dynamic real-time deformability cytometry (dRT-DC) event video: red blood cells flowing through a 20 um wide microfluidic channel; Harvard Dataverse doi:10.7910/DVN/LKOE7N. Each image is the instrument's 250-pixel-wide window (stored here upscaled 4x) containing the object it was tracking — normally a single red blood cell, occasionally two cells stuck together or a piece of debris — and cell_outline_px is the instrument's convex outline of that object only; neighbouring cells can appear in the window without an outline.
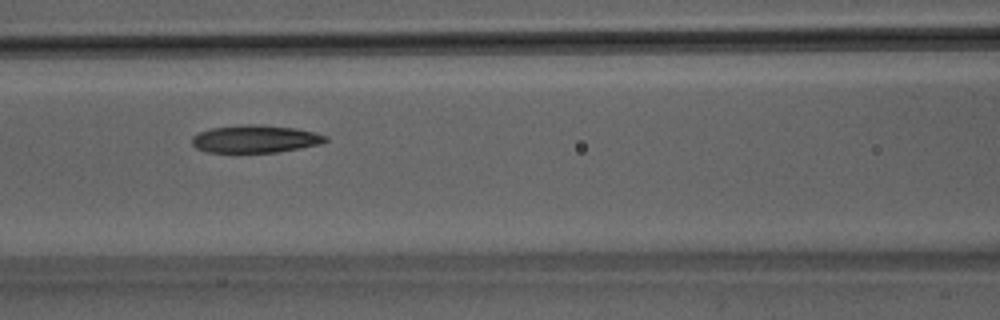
{"species": "Egyptian fruit bat (a non-hibernating species)", "species_latin": "Rousettus aegyptiacus", "temperature_condition": "room temperature", "stored_images_in_passage": 11, "camera_frame_rate_fps": 3000, "um_per_image_px": 0.085, "animal": {"sex": "male"}, "frame": {"image": 1, "passage_image": 7, "time_ms": 2.0, "image_size_px": [1000, 320], "cell_outline_px": [[328, 140], [320, 144], [300, 148], [276, 152], [204, 152], [196, 148], [192, 144], [192, 136], [200, 132], [212, 128], [248, 124], [260, 124], [296, 128], [328, 136]], "centroid_in_image_um": [21.69, 11.81], "position_along_channel_um": 144.9, "area_um2": 21.44}}